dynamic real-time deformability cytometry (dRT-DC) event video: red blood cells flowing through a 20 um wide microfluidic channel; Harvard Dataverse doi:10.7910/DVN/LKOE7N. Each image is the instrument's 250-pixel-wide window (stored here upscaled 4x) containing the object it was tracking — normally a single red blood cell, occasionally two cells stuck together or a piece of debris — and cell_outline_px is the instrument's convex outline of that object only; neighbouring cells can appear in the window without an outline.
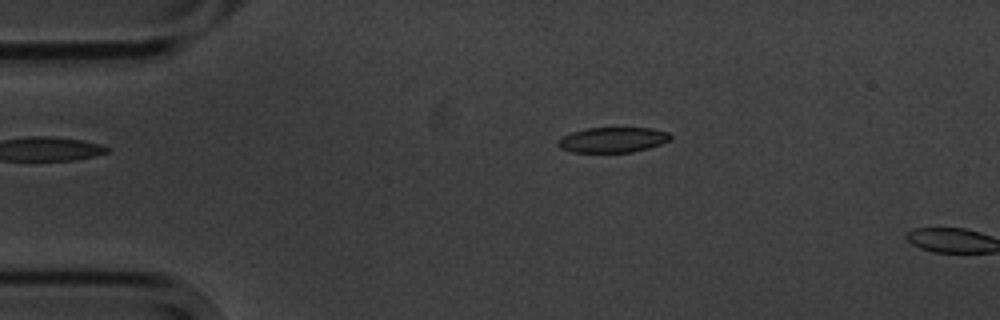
{"species": "common noctule bat (a hibernating species)", "species_latin": "Nyctalus noctula", "temperature_condition": "cold", "stored_images_in_passage": 3, "camera_frame_rate_fps": 3000, "um_per_image_px": 0.085, "animal": {"sex": "male", "body_mass_g": 20.1, "forearm_length_mm": 53.5}, "frame": {"image": 1, "passage_image": 2, "time_ms": 1.333, "image_size_px": [1000, 320], "cell_outline_px": [[672, 136], [668, 140], [660, 144], [648, 148], [632, 152], [572, 152], [560, 148], [556, 144], [556, 140], [560, 136], [572, 132], [588, 128], [652, 128], [668, 132]], "centroid_in_image_um": [52.03, 11.88], "position_along_channel_um": 33.0, "area_um2": 16.59}}